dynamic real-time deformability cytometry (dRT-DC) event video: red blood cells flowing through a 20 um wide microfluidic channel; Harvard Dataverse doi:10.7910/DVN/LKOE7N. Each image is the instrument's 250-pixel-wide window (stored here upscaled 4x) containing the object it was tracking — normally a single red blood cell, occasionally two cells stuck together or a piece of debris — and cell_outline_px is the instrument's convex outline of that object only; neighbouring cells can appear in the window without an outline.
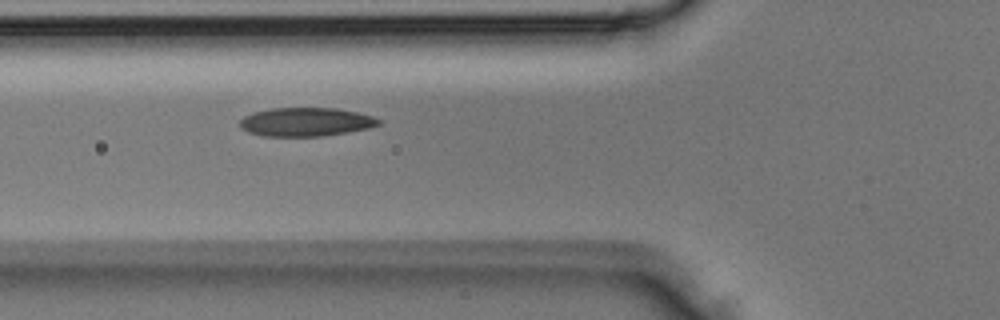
{"species": "Egyptian fruit bat (a non-hibernating species)", "species_latin": "Rousettus aegyptiacus", "temperature_condition": "room temperature", "stored_images_in_passage": 5, "camera_frame_rate_fps": 3000, "um_per_image_px": 0.085, "animal": {"sex": "male"}, "frame": {"image": 1, "passage_image": 5, "time_ms": 1.333, "image_size_px": [1000, 320], "cell_outline_px": [[380, 124], [372, 128], [324, 136], [264, 136], [248, 132], [240, 128], [240, 120], [244, 116], [252, 112], [272, 108], [336, 108], [356, 112], [372, 116], [380, 120]], "centroid_in_image_um": [25.99, 10.37], "position_along_channel_um": 99.8, "area_um2": 23.29}}